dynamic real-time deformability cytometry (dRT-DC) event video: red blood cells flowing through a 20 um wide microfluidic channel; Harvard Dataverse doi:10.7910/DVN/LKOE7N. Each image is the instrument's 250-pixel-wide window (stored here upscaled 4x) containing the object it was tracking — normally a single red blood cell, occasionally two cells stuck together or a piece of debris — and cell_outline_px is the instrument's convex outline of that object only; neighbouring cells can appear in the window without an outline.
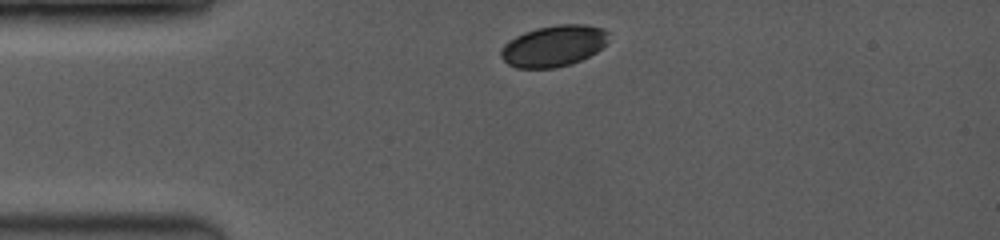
{"species": "common noctule bat (a hibernating species)", "species_latin": "Nyctalus noctula", "temperature_condition": "room temperature", "stored_images_in_passage": 6, "camera_frame_rate_fps": 3500, "um_per_image_px": 0.085, "animal": {"sex": "female", "body_mass_g": 19.0, "forearm_length_mm": 53.3}, "frame": {"image": 1, "passage_image": 1, "time_ms": 0.0, "image_size_px": [1000, 240], "cell_outline_px": [[608, 32], [604, 44], [596, 52], [572, 64], [556, 68], [516, 68], [508, 64], [500, 56], [500, 48], [504, 44], [516, 36], [524, 32], [536, 28], [560, 24], [584, 24], [600, 28]], "centroid_in_image_um": [47.01, 3.91], "position_along_channel_um": 38.0, "area_um2": 25.72}}
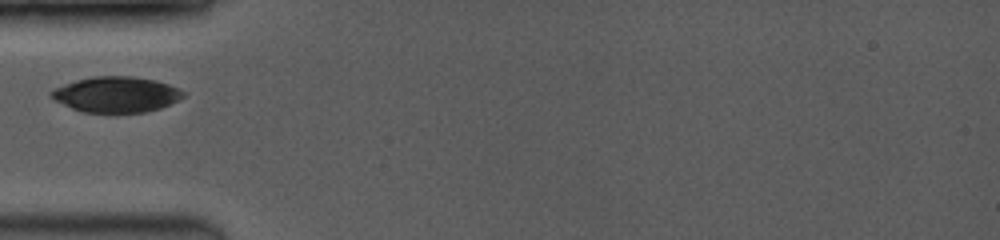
{"frame": {"image": 2, "passage_image": 4, "time_ms": 1.714, "image_size_px": [1000, 240], "cell_outline_px": [[184, 96], [160, 108], [144, 112], [80, 112], [48, 96], [48, 92], [64, 84], [76, 80], [92, 76], [132, 76], [156, 80], [180, 88], [184, 92]], "centroid_in_image_um": [9.86, 8.02], "position_along_channel_um": 75.1, "area_um2": 27.28}}